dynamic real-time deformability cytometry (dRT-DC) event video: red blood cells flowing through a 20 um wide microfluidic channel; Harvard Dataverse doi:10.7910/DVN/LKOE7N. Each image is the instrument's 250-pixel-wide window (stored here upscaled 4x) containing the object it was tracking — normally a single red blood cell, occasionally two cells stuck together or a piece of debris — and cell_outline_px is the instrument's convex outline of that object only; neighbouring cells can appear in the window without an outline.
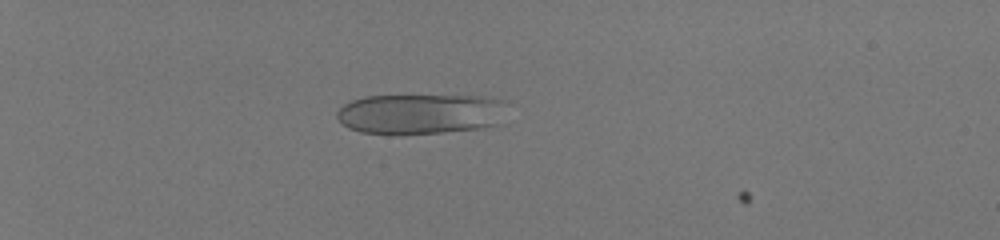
{"species": "human", "species_latin": "Homo sapiens", "temperature_condition": "room temperature", "stored_images_in_passage": 47, "camera_frame_rate_fps": 3000, "um_per_image_px": 0.085, "donor": {"sex": "male"}, "frame": {"image": 1, "passage_image": 10, "time_ms": 3.0, "image_size_px": [1000, 240], "cell_outline_px": [[512, 104], [500, 124], [480, 128], [444, 132], [360, 132], [348, 128], [336, 116], [336, 112], [344, 104], [352, 100], [364, 96], [484, 96], [508, 100]], "centroid_in_image_um": [35.89, 9.64], "position_along_channel_um": 49.1, "area_um2": 40.06}}
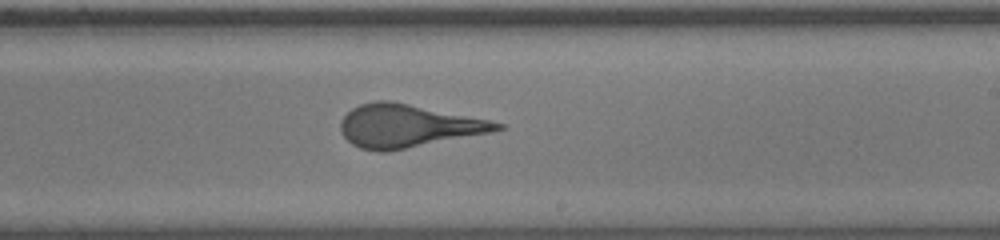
{"frame": {"image": 2, "passage_image": 30, "time_ms": 9.667, "image_size_px": [1000, 240], "cell_outline_px": [[504, 128], [492, 132], [388, 152], [376, 152], [360, 148], [352, 144], [340, 132], [340, 120], [352, 108], [360, 104], [376, 100], [392, 100], [488, 120], [504, 124]], "centroid_in_image_um": [34.62, 10.71], "position_along_channel_um": 254.4, "area_um2": 39.13}}
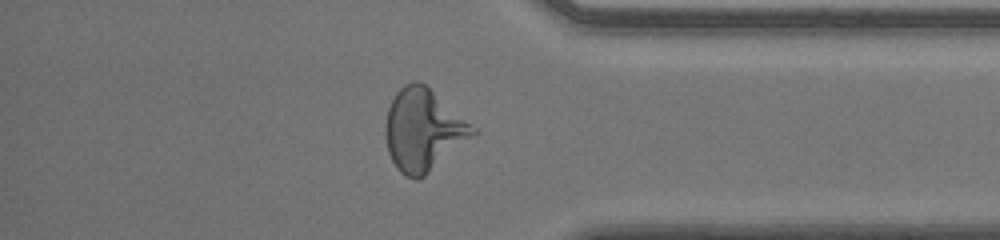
{"frame": {"image": 3, "passage_image": 41, "time_ms": 13.333, "image_size_px": [1000, 240], "cell_outline_px": [[480, 132], [424, 176], [416, 180], [404, 176], [396, 168], [388, 152], [384, 132], [384, 124], [388, 108], [396, 92], [404, 84], [412, 80], [420, 80], [476, 128]], "centroid_in_image_um": [35.96, 11.05], "position_along_channel_um": 399.2, "area_um2": 41.91}}